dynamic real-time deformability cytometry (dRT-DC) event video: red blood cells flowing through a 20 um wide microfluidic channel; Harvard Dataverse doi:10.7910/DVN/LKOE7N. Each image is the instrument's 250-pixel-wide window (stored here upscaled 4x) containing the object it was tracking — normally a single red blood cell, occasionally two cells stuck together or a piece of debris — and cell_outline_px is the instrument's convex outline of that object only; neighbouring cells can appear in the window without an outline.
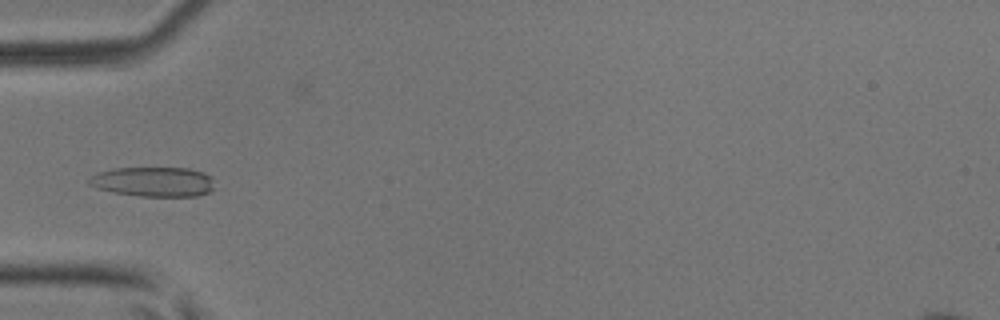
{"species": "common noctule bat (a hibernating species)", "species_latin": "Nyctalus noctula", "temperature_condition": "room temperature", "stored_images_in_passage": 5, "camera_frame_rate_fps": 3000, "um_per_image_px": 0.085, "animal": {"sex": "male", "body_mass_g": 17.9, "forearm_length_mm": 54.2}, "frame": {"image": 1, "passage_image": 5, "time_ms": 1.333, "image_size_px": [1000, 320], "cell_outline_px": [[216, 188], [208, 192], [196, 196], [140, 196], [112, 192], [96, 188], [88, 184], [88, 176], [96, 172], [112, 168], [188, 168], [204, 172], [212, 176]], "centroid_in_image_um": [13.03, 15.44], "position_along_channel_um": 72.0, "area_um2": 22.14}}